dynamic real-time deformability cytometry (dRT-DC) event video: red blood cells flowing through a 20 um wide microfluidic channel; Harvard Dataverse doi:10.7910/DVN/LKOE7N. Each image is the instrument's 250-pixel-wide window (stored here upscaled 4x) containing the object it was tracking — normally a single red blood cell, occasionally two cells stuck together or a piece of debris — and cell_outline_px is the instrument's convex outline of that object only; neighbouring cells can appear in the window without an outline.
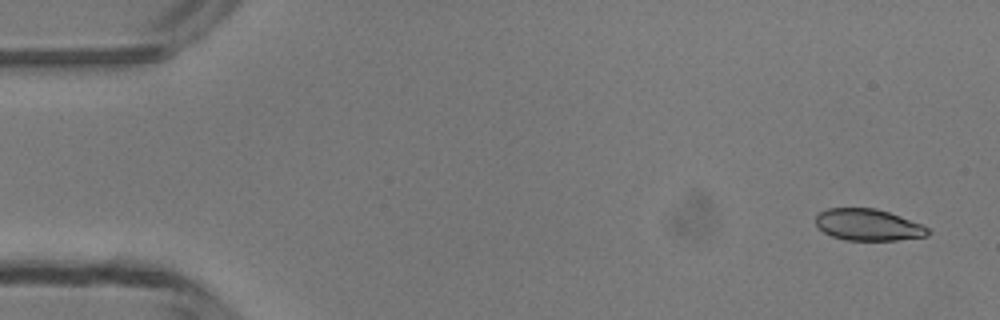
{"species": "common noctule bat (a hibernating species)", "species_latin": "Nyctalus noctula", "temperature_condition": "room temperature", "stored_images_in_passage": 47, "camera_frame_rate_fps": 3000, "um_per_image_px": 0.085, "animal": {"sex": "male", "body_mass_g": 13.3}, "frame": {"image": 1, "passage_image": 1, "time_ms": 0.0, "image_size_px": [1000, 320], "cell_outline_px": [[928, 236], [896, 240], [844, 240], [832, 236], [824, 232], [816, 224], [816, 216], [820, 212], [828, 208], [876, 208], [900, 216], [920, 224], [928, 228]], "centroid_in_image_um": [73.77, 19.11], "position_along_channel_um": 11.2, "area_um2": 20.46}}
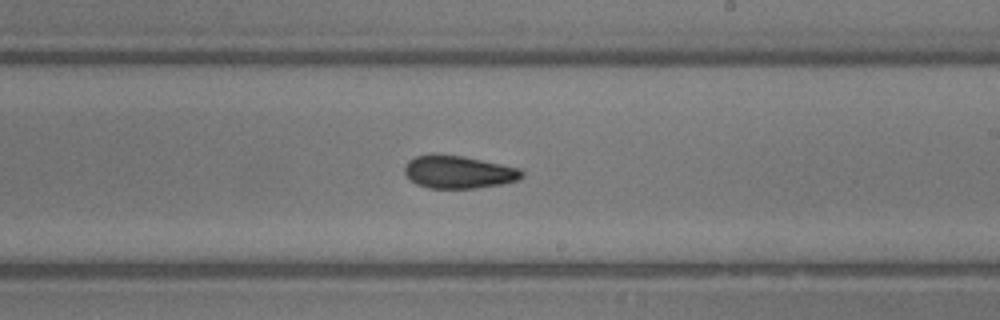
{"frame": {"image": 2, "passage_image": 27, "time_ms": 8.667, "image_size_px": [1000, 320], "cell_outline_px": [[524, 176], [516, 180], [500, 184], [476, 188], [428, 188], [416, 184], [404, 172], [404, 168], [408, 160], [416, 156], [432, 152], [464, 156], [520, 168], [524, 172]], "centroid_in_image_um": [38.95, 14.59], "position_along_channel_um": 250.1, "area_um2": 22.6}}
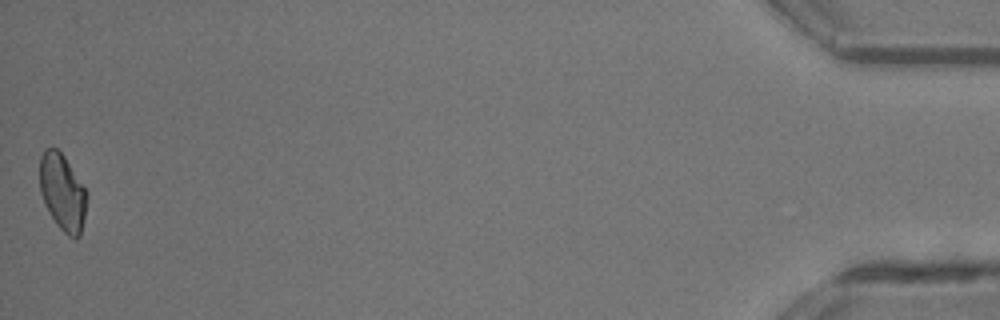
{"frame": {"image": 3, "passage_image": 47, "time_ms": 15.333, "image_size_px": [1000, 320], "cell_outline_px": [[88, 196], [84, 220], [80, 236], [76, 240], [68, 236], [56, 224], [44, 204], [40, 192], [40, 156], [44, 148], [56, 148], [64, 156], [88, 192]], "centroid_in_image_um": [5.32, 16.36], "position_along_channel_um": 429.9, "area_um2": 21.27}, "authors_computed_cell_mechanics": {"area_um2": 22.0796, "velocity_mm_per_s": 4.234, "shape_relaxation_time_tau1_ms": 5.5481, "shape_relaxation_time_tau2_ms": 3.4016, "deformation_change_tau1": 0.1417, "deformation_change_tau2": 0.0775}}